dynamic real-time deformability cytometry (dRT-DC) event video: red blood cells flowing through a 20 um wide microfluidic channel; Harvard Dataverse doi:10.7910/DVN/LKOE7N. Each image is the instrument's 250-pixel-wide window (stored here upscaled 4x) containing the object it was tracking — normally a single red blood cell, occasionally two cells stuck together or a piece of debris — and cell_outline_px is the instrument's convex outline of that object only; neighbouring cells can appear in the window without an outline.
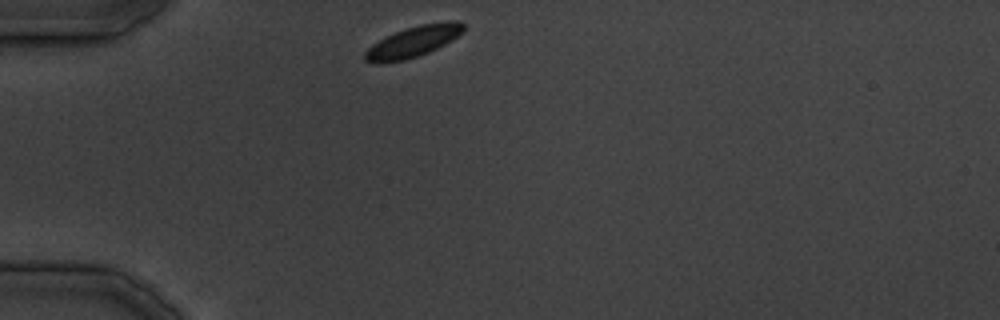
{"species": "common noctule bat (a hibernating species)", "species_latin": "Nyctalus noctula", "temperature_condition": "cold", "stored_images_in_passage": 25, "camera_frame_rate_fps": 3000, "um_per_image_px": 0.085, "animal": {"sex": "male", "body_mass_g": 19.5, "forearm_length_mm": 54.6}, "frame": {"image": 1, "passage_image": 1, "time_ms": 0.0, "image_size_px": [1000, 320], "cell_outline_px": [[464, 32], [444, 44], [428, 52], [404, 60], [364, 60], [364, 52], [372, 44], [396, 32], [420, 24], [448, 20], [460, 20], [464, 24]], "centroid_in_image_um": [35.23, 3.47], "position_along_channel_um": 49.8, "area_um2": 17.05}}
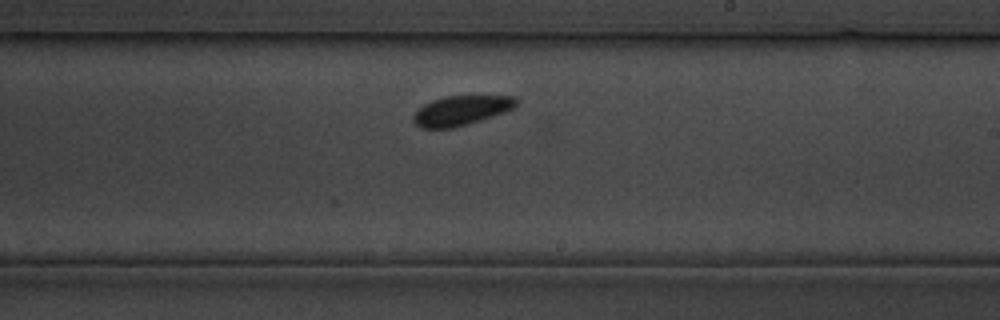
{"frame": {"image": 2, "passage_image": 14, "time_ms": 15.667, "image_size_px": [1000, 320], "cell_outline_px": [[516, 104], [512, 108], [504, 112], [468, 124], [452, 128], [420, 128], [412, 124], [412, 116], [424, 104], [432, 100], [448, 96], [516, 96]], "centroid_in_image_um": [39.14, 9.4], "position_along_channel_um": 249.9, "area_um2": 17.63}}
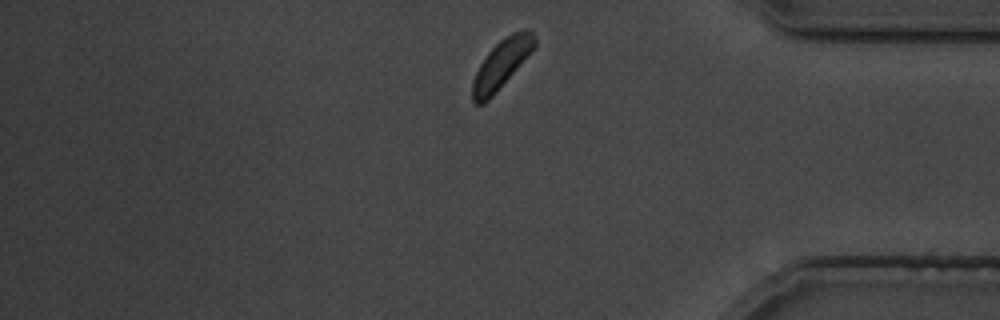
{"frame": {"image": 3, "passage_image": 23, "time_ms": 27.0, "image_size_px": [1000, 320], "cell_outline_px": [[536, 48], [496, 92], [484, 104], [472, 104], [472, 80], [480, 64], [488, 52], [500, 40], [512, 32], [524, 28], [528, 28], [536, 36]], "centroid_in_image_um": [42.65, 5.43], "position_along_channel_um": 392.6, "area_um2": 17.86}}